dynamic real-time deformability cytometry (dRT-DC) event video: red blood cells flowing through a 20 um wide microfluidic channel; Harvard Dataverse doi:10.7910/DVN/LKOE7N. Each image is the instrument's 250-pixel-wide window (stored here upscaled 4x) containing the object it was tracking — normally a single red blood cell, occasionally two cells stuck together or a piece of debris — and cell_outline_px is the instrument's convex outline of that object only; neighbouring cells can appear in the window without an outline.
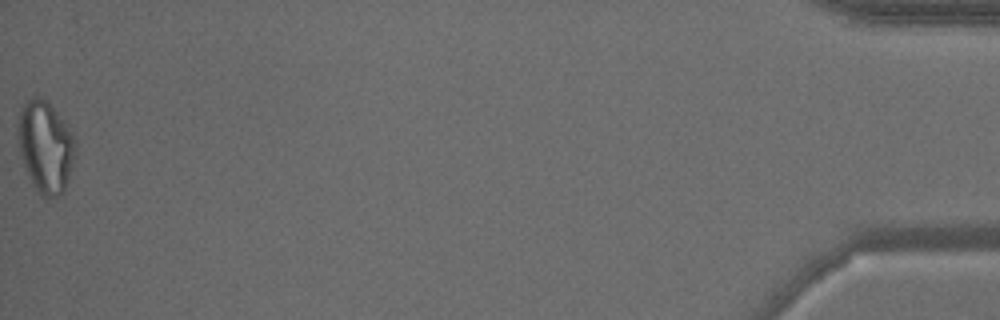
{"species": "common noctule bat (a hibernating species)", "species_latin": "Nyctalus noctula", "temperature_condition": "warm", "stored_images_in_passage": 45, "camera_frame_rate_fps": 3000, "um_per_image_px": 0.085, "animal": {"sex": "male", "body_mass_g": 15.6}, "frame": {"image": 1, "passage_image": 45, "time_ms": 14.667, "image_size_px": [1000, 320], "cell_outline_px": [[76, 148], [72, 164], [64, 192], [48, 200], [40, 196], [32, 184], [20, 156], [20, 108], [32, 96], [44, 96], [76, 136]], "centroid_in_image_um": [3.9, 12.49], "position_along_channel_um": 431.3, "area_um2": 30.63}}